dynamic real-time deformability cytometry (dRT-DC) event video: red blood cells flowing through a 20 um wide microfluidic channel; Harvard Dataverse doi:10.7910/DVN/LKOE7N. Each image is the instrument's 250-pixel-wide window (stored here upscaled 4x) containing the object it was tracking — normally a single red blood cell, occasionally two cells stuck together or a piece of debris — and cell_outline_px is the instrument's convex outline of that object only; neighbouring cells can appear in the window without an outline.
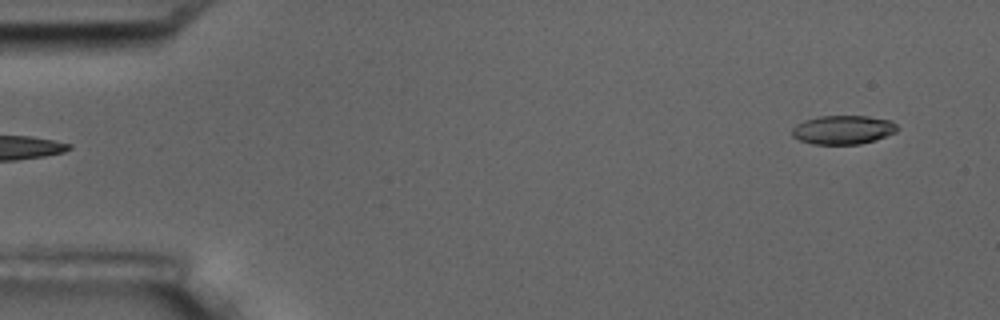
{"species": "common noctule bat (a hibernating species)", "species_latin": "Nyctalus noctula", "temperature_condition": "room temperature", "stored_images_in_passage": 5, "segment_of_instrument_passage": [2, 2], "camera_frame_rate_fps": 3000, "um_per_image_px": 0.085, "animal": {"sex": "male", "body_mass_g": 17.5, "forearm_length_mm": 52.3}, "frame": {"image": 1, "passage_image": 5, "time_ms": 5.333, "image_size_px": [1000, 320], "cell_outline_px": [[900, 128], [896, 132], [876, 140], [860, 144], [812, 144], [800, 140], [792, 136], [792, 128], [796, 124], [804, 120], [820, 116], [868, 116], [892, 120]], "centroid_in_image_um": [71.69, 11.03], "position_along_channel_um": 13.3, "area_um2": 17.86}}